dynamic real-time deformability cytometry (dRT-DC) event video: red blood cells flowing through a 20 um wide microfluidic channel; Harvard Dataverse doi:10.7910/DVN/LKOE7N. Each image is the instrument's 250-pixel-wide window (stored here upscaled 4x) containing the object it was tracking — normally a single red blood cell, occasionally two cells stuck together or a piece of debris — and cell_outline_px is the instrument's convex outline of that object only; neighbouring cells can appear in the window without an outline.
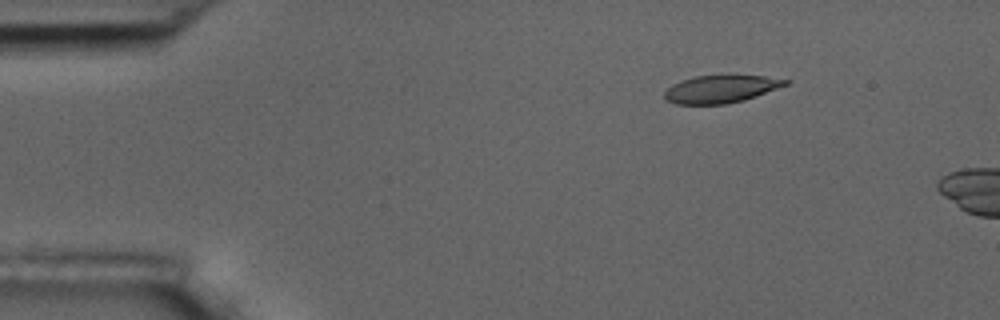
{"species": "common noctule bat (a hibernating species)", "species_latin": "Nyctalus noctula", "temperature_condition": "room temperature", "stored_images_in_passage": 2, "camera_frame_rate_fps": 3000, "um_per_image_px": 0.085, "animal": {"sex": "male", "body_mass_g": 17.5, "forearm_length_mm": 52.3}, "frame": {"image": 1, "passage_image": 1, "time_ms": 0.0, "image_size_px": [1000, 320], "cell_outline_px": [[792, 80], [788, 84], [756, 96], [744, 100], [728, 104], [676, 104], [664, 100], [664, 92], [672, 84], [680, 80], [696, 76], [732, 72], [764, 76]], "centroid_in_image_um": [61.29, 7.52], "position_along_channel_um": 23.7, "area_um2": 20.4}}